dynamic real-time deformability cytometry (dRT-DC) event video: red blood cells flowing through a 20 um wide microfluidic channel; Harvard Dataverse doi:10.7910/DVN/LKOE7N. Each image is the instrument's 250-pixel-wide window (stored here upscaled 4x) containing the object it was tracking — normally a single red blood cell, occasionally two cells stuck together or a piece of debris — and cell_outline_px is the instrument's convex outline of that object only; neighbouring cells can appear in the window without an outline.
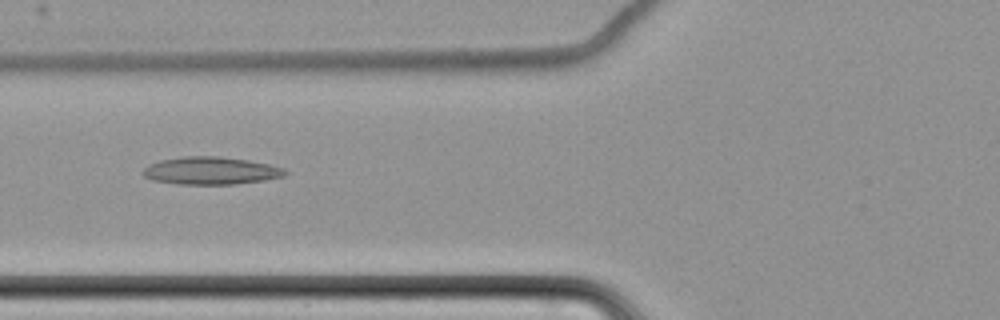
{"species": "common noctule bat (a hibernating species)", "species_latin": "Nyctalus noctula", "temperature_condition": "cold", "stored_images_in_passage": 5, "camera_frame_rate_fps": 3000, "um_per_image_px": 0.085, "animal": {"sex": "female", "body_mass_g": 22.7, "forearm_length_mm": 54.2}, "frame": {"image": 1, "passage_image": 2, "time_ms": 1.333, "image_size_px": [1000, 320], "cell_outline_px": [[288, 172], [284, 176], [264, 180], [232, 184], [176, 184], [152, 180], [144, 176], [140, 172], [148, 164], [160, 160], [180, 156], [220, 156], [248, 160], [268, 164], [284, 168]], "centroid_in_image_um": [17.87, 14.5], "position_along_channel_um": 107.9, "area_um2": 23.0}}
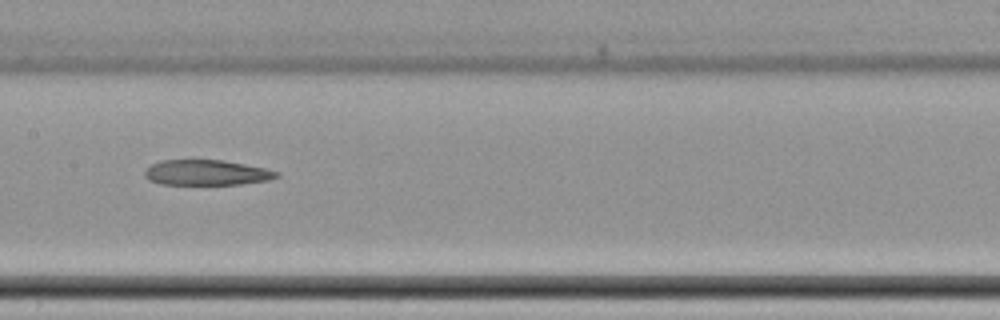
{"frame": {"image": 2, "passage_image": 4, "time_ms": 3.667, "image_size_px": [1000, 320], "cell_outline_px": [[280, 176], [268, 180], [240, 184], [160, 184], [148, 180], [144, 176], [144, 172], [152, 164], [160, 160], [224, 160], [264, 168], [280, 172]], "centroid_in_image_um": [17.55, 14.67], "position_along_channel_um": 189.9, "area_um2": 19.42}}
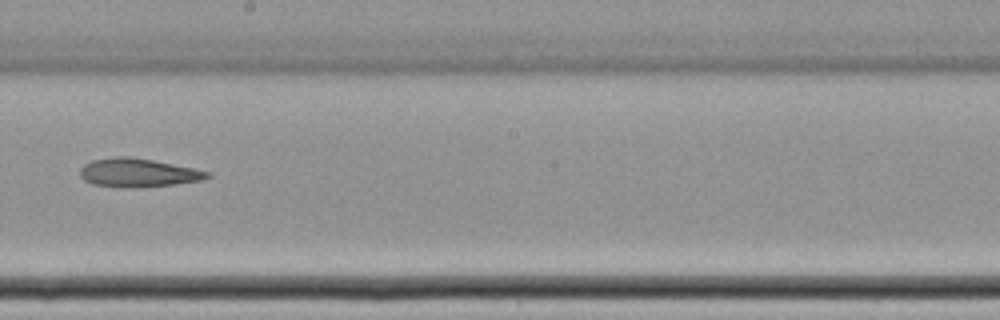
{"frame": {"image": 3, "passage_image": 5, "time_ms": 5.0, "image_size_px": [1000, 320], "cell_outline_px": [[212, 176], [204, 180], [176, 184], [124, 188], [120, 188], [92, 184], [84, 180], [80, 176], [80, 168], [84, 164], [92, 160], [116, 156], [132, 156], [212, 172]], "centroid_in_image_um": [11.73, 14.68], "position_along_channel_um": 236.5, "area_um2": 21.33}}